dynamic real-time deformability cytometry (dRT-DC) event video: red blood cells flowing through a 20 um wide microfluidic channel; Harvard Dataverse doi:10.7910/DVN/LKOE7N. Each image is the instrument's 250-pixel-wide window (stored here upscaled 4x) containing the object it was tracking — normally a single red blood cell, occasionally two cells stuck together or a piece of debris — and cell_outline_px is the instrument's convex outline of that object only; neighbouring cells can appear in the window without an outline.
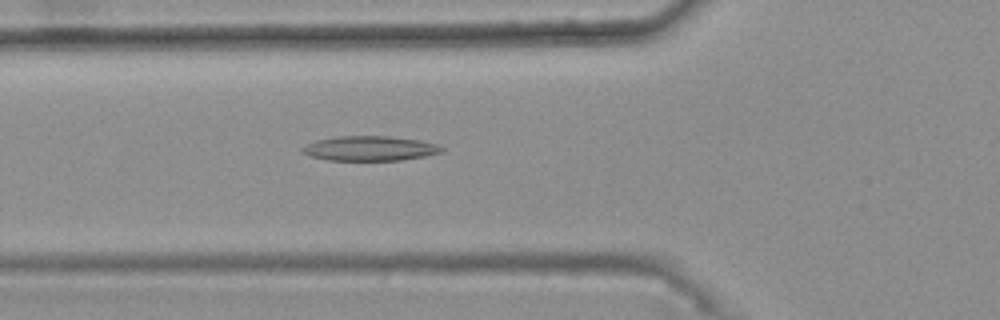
{"species": "common noctule bat (a hibernating species)", "species_latin": "Nyctalus noctula", "temperature_condition": "warm", "stored_images_in_passage": 48, "camera_frame_rate_fps": 3000, "um_per_image_px": 0.085, "animal": {"sex": "female", "body_mass_g": 25.1}, "frame": {"image": 1, "passage_image": 19, "time_ms": 6.0, "image_size_px": [1000, 320], "cell_outline_px": [[444, 148], [440, 152], [424, 156], [400, 160], [328, 160], [312, 156], [304, 152], [300, 148], [316, 140], [340, 136], [388, 136], [420, 140], [436, 144]], "centroid_in_image_um": [31.44, 12.61], "position_along_channel_um": 94.4, "area_um2": 19.77}}
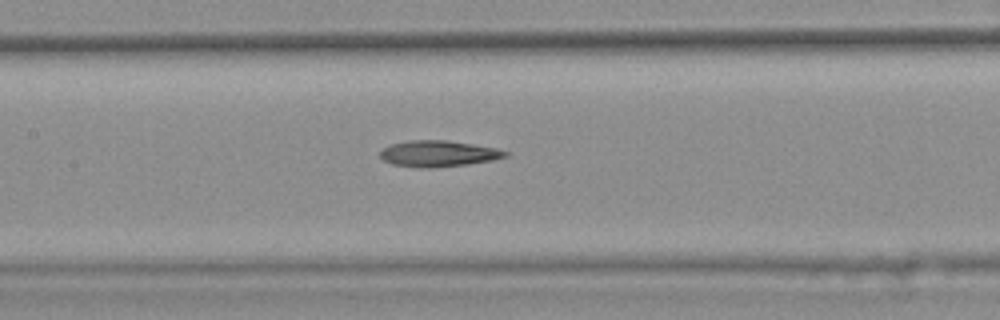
{"frame": {"image": 2, "passage_image": 25, "time_ms": 8.0, "image_size_px": [1000, 320], "cell_outline_px": [[508, 156], [492, 160], [464, 164], [428, 168], [420, 168], [392, 164], [384, 160], [380, 156], [380, 152], [384, 148], [392, 144], [412, 140], [444, 140], [472, 144], [496, 148], [508, 152]], "centroid_in_image_um": [37.25, 13.06], "position_along_channel_um": 170.2, "area_um2": 18.73}}
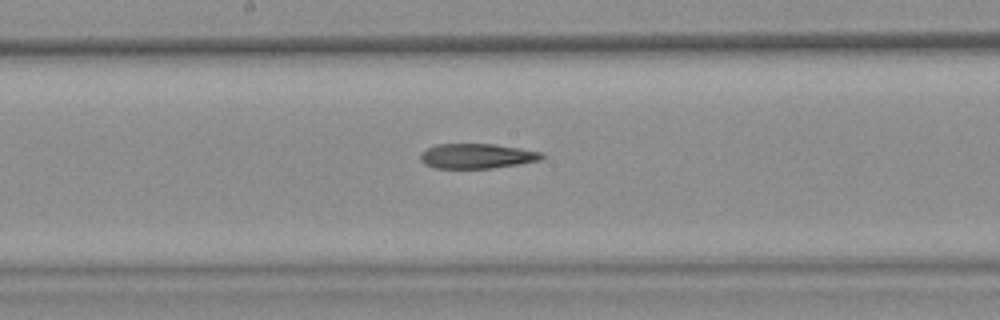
{"frame": {"image": 3, "passage_image": 28, "time_ms": 9.0, "image_size_px": [1000, 320], "cell_outline_px": [[544, 156], [540, 160], [492, 168], [436, 168], [424, 164], [420, 160], [420, 156], [428, 148], [436, 144], [496, 144], [544, 152]], "centroid_in_image_um": [40.55, 13.26], "position_along_channel_um": 207.7, "area_um2": 17.51}}